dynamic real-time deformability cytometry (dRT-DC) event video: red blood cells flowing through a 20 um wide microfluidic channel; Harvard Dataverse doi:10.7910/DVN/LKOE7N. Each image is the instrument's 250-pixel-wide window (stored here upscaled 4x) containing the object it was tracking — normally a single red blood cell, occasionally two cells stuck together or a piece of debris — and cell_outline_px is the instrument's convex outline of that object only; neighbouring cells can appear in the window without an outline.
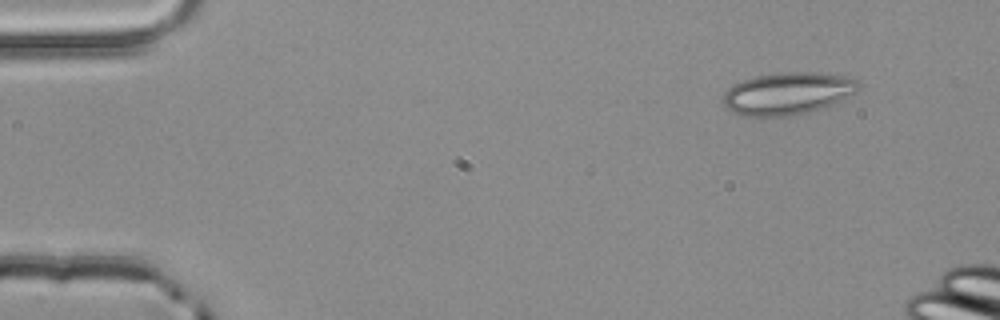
{"species": "common noctule bat (a hibernating species)", "species_latin": "Nyctalus noctula", "temperature_condition": "room temperature", "stored_images_in_passage": 3, "camera_frame_rate_fps": 3000, "um_per_image_px": 0.085, "animal": {"sex": "male", "body_mass_g": 20.4}, "frame": {"image": 1, "passage_image": 1, "time_ms": 0.0, "image_size_px": [1000, 320], "cell_outline_px": [[860, 88], [856, 92], [828, 108], [788, 116], [744, 116], [728, 108], [724, 104], [724, 92], [732, 84], [756, 76], [780, 72], [816, 72], [848, 76], [856, 80], [860, 84]], "centroid_in_image_um": [67.01, 7.94], "position_along_channel_um": 18.0, "area_um2": 33.58}}